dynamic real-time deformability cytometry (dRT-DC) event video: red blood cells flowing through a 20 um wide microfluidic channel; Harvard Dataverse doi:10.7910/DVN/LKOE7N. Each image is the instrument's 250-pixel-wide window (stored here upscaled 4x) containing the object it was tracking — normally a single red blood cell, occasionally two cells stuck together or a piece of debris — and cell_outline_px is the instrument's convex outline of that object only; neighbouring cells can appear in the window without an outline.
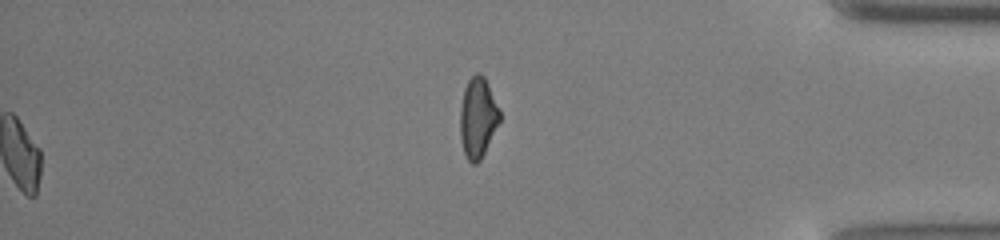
{"species": "common noctule bat (a hibernating species)", "species_latin": "Nyctalus noctula", "temperature_condition": "cold", "stored_images_in_passage": 44, "segment_of_instrument_passage": [2, 2], "camera_frame_rate_fps": 3000, "um_per_image_px": 0.085, "animal": {"sex": "male", "body_mass_g": 13.0, "forearm_length_mm": 53.1}, "frame": {"image": 1, "passage_image": 44, "time_ms": 14.333, "image_size_px": [1000, 240], "cell_outline_px": [[500, 120], [480, 160], [476, 164], [472, 164], [468, 160], [464, 152], [460, 140], [460, 108], [464, 88], [468, 80], [476, 72], [480, 72], [484, 76], [500, 108]], "centroid_in_image_um": [40.6, 9.97], "position_along_channel_um": 394.6, "area_um2": 18.55}}